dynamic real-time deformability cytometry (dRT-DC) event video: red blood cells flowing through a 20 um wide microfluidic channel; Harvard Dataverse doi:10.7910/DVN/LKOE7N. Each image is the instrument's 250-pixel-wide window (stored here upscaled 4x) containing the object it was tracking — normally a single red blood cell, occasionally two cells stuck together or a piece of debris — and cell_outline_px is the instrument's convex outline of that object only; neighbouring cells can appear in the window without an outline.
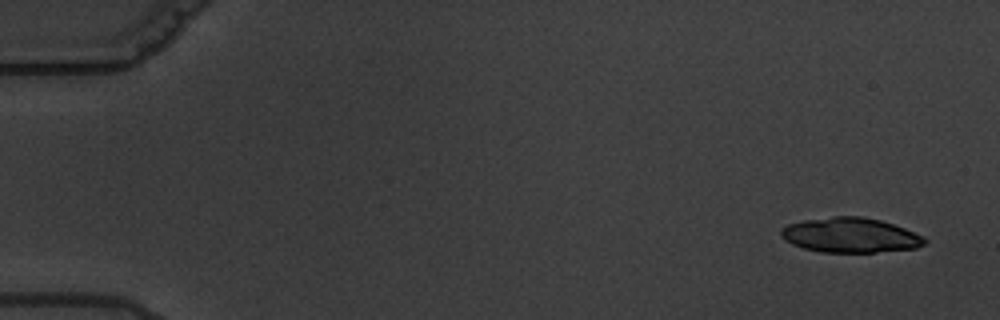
{"species": "common noctule bat (a hibernating species)", "species_latin": "Nyctalus noctula", "temperature_condition": "warm", "stored_images_in_passage": 5, "camera_frame_rate_fps": 3000, "um_per_image_px": 0.085, "animal": {"sex": "male", "body_mass_g": 19.5, "forearm_length_mm": 54.6}, "frame": {"image": 1, "passage_image": 1, "time_ms": 0.0, "image_size_px": [1000, 320], "cell_outline_px": [[928, 240], [924, 244], [916, 248], [876, 252], [820, 252], [804, 248], [792, 244], [784, 240], [780, 236], [780, 228], [788, 224], [804, 220], [832, 216], [864, 216], [880, 220], [904, 228], [924, 236]], "centroid_in_image_um": [72.26, 19.98], "position_along_channel_um": 12.7, "area_um2": 29.3}}